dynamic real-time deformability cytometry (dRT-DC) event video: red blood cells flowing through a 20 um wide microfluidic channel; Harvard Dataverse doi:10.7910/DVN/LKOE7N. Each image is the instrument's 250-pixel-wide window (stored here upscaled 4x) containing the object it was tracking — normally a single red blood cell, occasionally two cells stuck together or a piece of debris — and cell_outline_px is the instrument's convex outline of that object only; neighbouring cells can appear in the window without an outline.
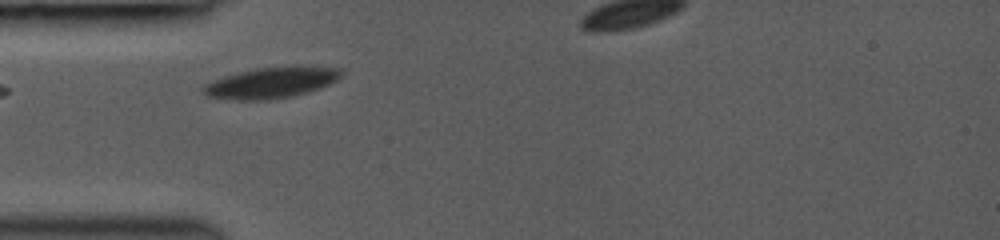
{"species": "common noctule bat (a hibernating species)", "species_latin": "Nyctalus noctula", "temperature_condition": "room temperature", "stored_images_in_passage": 27, "camera_frame_rate_fps": 3000, "um_per_image_px": 0.085, "animal": {"sex": "female", "body_mass_g": 19.0, "forearm_length_mm": 53.3}, "frame": {"image": 1, "passage_image": 3, "time_ms": 0.667, "image_size_px": [1000, 240], "cell_outline_px": [[344, 72], [336, 80], [320, 88], [308, 92], [292, 96], [268, 100], [236, 100], [204, 96], [200, 92], [200, 88], [204, 84], [224, 76], [256, 68], [296, 64], [340, 68]], "centroid_in_image_um": [23.05, 7.01], "position_along_channel_um": 62.0, "area_um2": 25.49}}
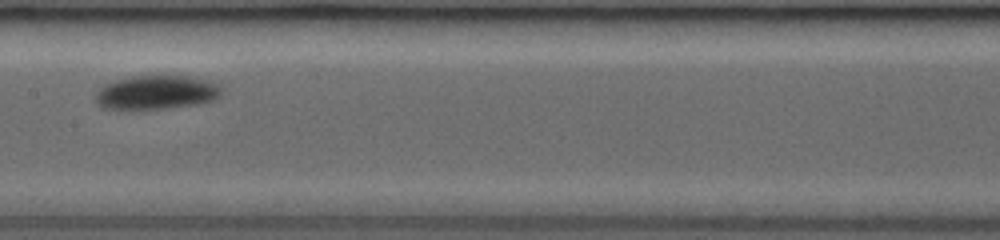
{"frame": {"image": 2, "passage_image": 13, "time_ms": 4.0, "image_size_px": [1000, 240], "cell_outline_px": [[224, 88], [220, 96], [212, 100], [200, 104], [168, 108], [104, 108], [96, 100], [96, 92], [104, 84], [116, 80], [132, 76], [188, 76], [208, 80]], "centroid_in_image_um": [13.35, 7.84], "position_along_channel_um": 194.1, "area_um2": 24.68}}
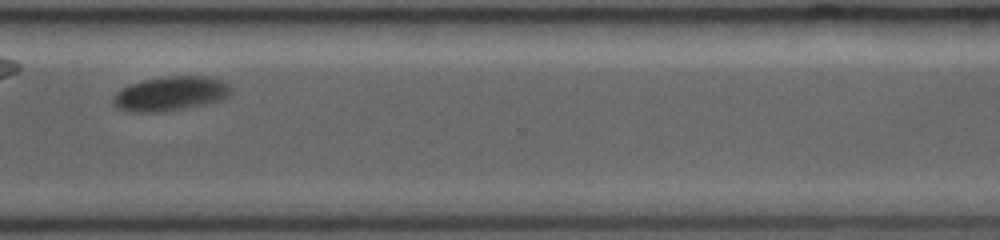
{"frame": {"image": 3, "passage_image": 25, "time_ms": 8.0, "image_size_px": [1000, 240], "cell_outline_px": [[232, 92], [224, 100], [184, 108], [160, 112], [128, 112], [116, 108], [112, 104], [112, 100], [116, 92], [120, 88], [128, 84], [144, 80], [164, 76], [204, 76], [220, 80], [228, 84], [232, 88]], "centroid_in_image_um": [14.46, 7.96], "position_along_channel_um": 356.1, "area_um2": 23.87}}